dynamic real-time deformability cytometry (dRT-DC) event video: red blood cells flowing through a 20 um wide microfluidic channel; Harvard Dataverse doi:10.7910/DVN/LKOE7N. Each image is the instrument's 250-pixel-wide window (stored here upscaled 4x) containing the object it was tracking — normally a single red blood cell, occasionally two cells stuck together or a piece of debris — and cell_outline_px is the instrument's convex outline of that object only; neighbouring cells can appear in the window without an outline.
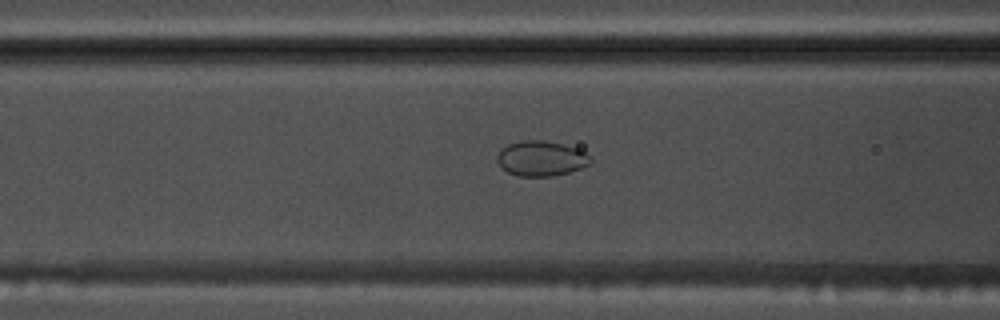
{"species": "common noctule bat (a hibernating species)", "species_latin": "Nyctalus noctula", "temperature_condition": "warm", "stored_images_in_passage": 54, "camera_frame_rate_fps": 3000, "um_per_image_px": 0.085, "animal": {"sex": "male", "body_mass_g": 17.5, "forearm_length_mm": 52.3}, "frame": {"image": 1, "passage_image": 22, "time_ms": 7.0, "image_size_px": [1000, 320], "cell_outline_px": [[592, 160], [588, 164], [580, 168], [568, 172], [552, 176], [520, 176], [508, 172], [500, 168], [496, 160], [496, 156], [500, 148], [508, 144], [520, 140], [544, 140], [564, 144], [576, 148], [592, 156]], "centroid_in_image_um": [45.95, 13.45], "position_along_channel_um": 120.6, "area_um2": 19.31}}
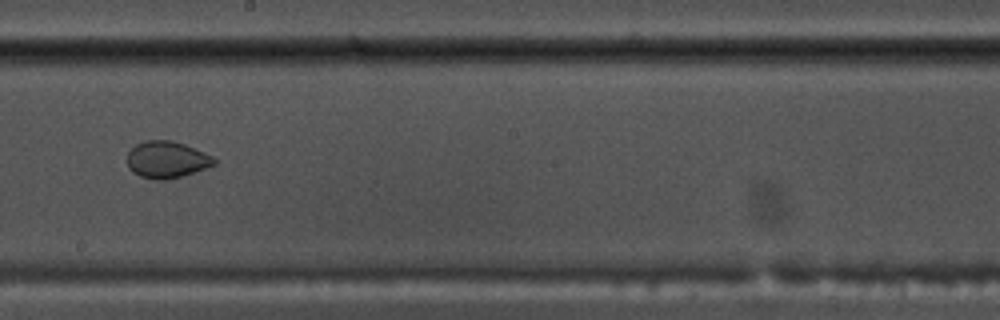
{"frame": {"image": 2, "passage_image": 31, "time_ms": 10.0, "image_size_px": [1000, 320], "cell_outline_px": [[216, 164], [168, 180], [152, 180], [140, 176], [132, 172], [128, 168], [128, 152], [136, 144], [144, 140], [172, 140], [184, 144], [204, 152], [212, 156], [216, 160]], "centroid_in_image_um": [14.14, 13.57], "position_along_channel_um": 234.1, "area_um2": 18.61}}
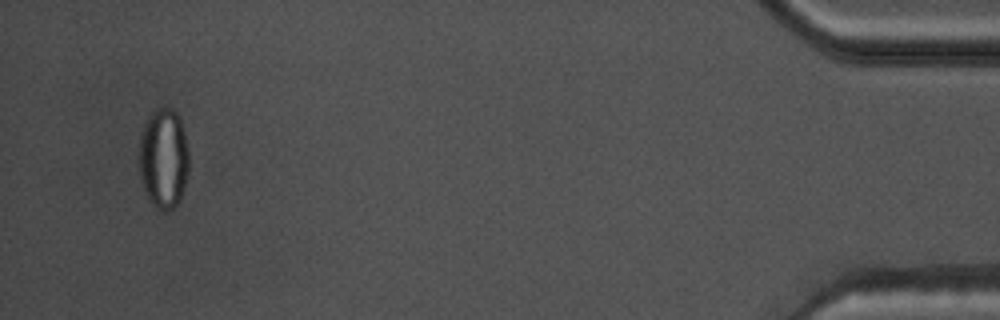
{"frame": {"image": 3, "passage_image": 52, "time_ms": 17.0, "image_size_px": [1000, 320], "cell_outline_px": [[188, 172], [180, 200], [168, 212], [156, 208], [148, 200], [144, 192], [140, 180], [140, 136], [144, 124], [148, 116], [156, 108], [172, 108], [180, 116], [184, 132], [188, 152]], "centroid_in_image_um": [13.89, 13.47], "position_along_channel_um": 421.3, "area_um2": 29.3}, "authors_computed_cell_mechanics": {"area_um2": 24.9118, "velocity_mm_per_s": 3.7935, "shape_relaxation_time_tau1_ms": null, "shape_relaxation_time_tau2_ms": 1.3418, "deformation_change_tau1": null, "deformation_change_tau2": 0.0327}}